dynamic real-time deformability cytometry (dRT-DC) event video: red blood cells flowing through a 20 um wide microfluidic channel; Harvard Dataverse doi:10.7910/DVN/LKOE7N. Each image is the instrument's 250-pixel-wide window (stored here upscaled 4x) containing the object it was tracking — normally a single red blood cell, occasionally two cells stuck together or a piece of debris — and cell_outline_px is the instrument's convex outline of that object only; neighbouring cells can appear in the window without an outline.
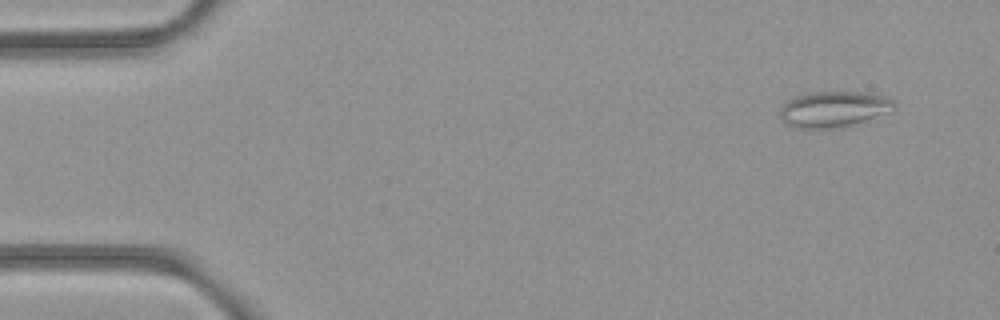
{"species": "common noctule bat (a hibernating species)", "species_latin": "Nyctalus noctula", "temperature_condition": "room temperature", "stored_images_in_passage": 5, "camera_frame_rate_fps": 3000, "um_per_image_px": 0.085, "animal": {"sex": "female", "body_mass_g": 21.9}, "frame": {"image": 1, "passage_image": 1, "time_ms": 0.0, "image_size_px": [1000, 320], "cell_outline_px": [[896, 108], [892, 112], [852, 124], [832, 128], [796, 128], [784, 124], [780, 116], [780, 108], [788, 100], [796, 96], [812, 92], [868, 92], [884, 96], [892, 100], [896, 104]], "centroid_in_image_um": [70.87, 9.27], "position_along_channel_um": 14.1, "area_um2": 23.93}}